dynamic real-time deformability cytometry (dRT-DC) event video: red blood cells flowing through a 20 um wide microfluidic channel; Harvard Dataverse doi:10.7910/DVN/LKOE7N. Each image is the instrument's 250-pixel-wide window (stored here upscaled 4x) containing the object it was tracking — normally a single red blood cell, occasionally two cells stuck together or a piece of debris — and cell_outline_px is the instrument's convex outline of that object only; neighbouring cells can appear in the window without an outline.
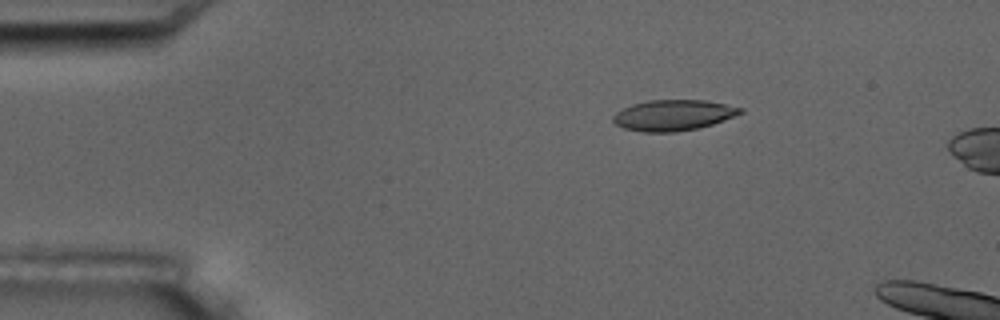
{"species": "common noctule bat (a hibernating species)", "species_latin": "Nyctalus noctula", "temperature_condition": "room temperature", "stored_images_in_passage": 5, "camera_frame_rate_fps": 3000, "um_per_image_px": 0.085, "animal": {"sex": "male", "body_mass_g": 17.5, "forearm_length_mm": 52.3}, "frame": {"image": 1, "passage_image": 3, "time_ms": 2.333, "image_size_px": [1000, 320], "cell_outline_px": [[744, 112], [724, 120], [700, 128], [676, 132], [644, 132], [624, 128], [616, 124], [612, 120], [612, 116], [616, 112], [632, 104], [648, 100], [704, 100], [744, 108]], "centroid_in_image_um": [57.23, 9.79], "position_along_channel_um": 27.8, "area_um2": 22.83}}